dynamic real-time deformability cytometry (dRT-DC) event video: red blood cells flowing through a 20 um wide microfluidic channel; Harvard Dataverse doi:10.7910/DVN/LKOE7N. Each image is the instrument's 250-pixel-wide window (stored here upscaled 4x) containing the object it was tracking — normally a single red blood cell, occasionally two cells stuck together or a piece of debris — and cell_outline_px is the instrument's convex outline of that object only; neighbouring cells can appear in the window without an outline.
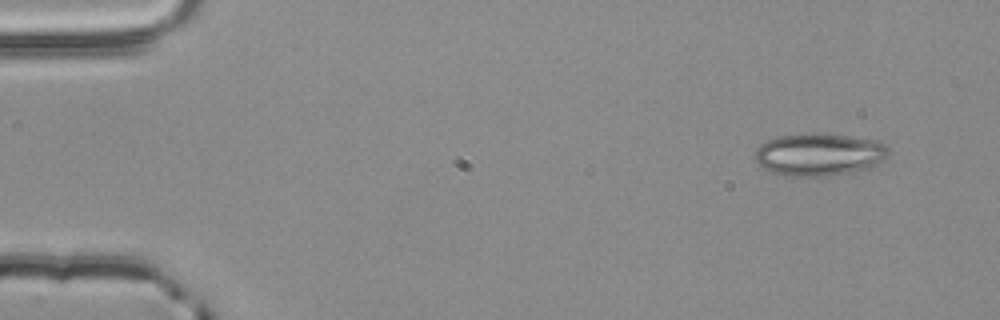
{"species": "common noctule bat (a hibernating species)", "species_latin": "Nyctalus noctula", "temperature_condition": "room temperature", "stored_images_in_passage": 3, "camera_frame_rate_fps": 3000, "um_per_image_px": 0.085, "animal": {"sex": "male", "body_mass_g": 20.4}, "frame": {"image": 1, "passage_image": 1, "time_ms": 0.0, "image_size_px": [1000, 320], "cell_outline_px": [[888, 156], [880, 164], [872, 168], [856, 172], [832, 176], [788, 176], [772, 172], [764, 168], [756, 160], [756, 148], [760, 144], [768, 140], [780, 136], [824, 132], [880, 140], [888, 148]], "centroid_in_image_um": [69.72, 13.13], "position_along_channel_um": 15.3, "area_um2": 33.7}}